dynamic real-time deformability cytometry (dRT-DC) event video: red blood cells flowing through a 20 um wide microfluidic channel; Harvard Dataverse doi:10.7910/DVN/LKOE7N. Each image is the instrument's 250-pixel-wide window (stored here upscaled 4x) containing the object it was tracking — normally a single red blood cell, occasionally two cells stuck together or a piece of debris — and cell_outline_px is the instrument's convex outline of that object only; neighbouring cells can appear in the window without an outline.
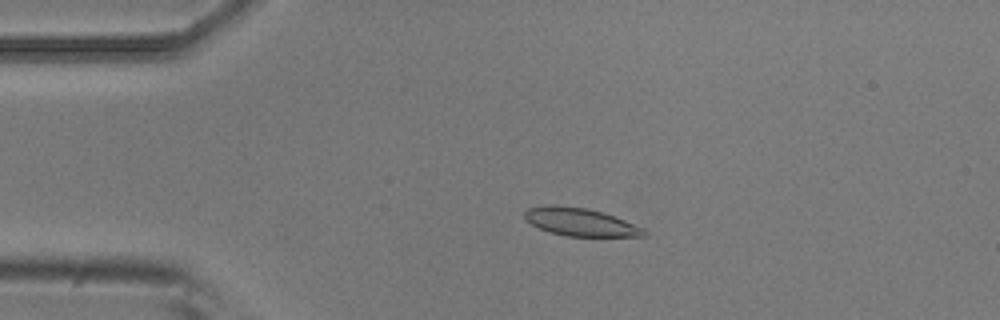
{"species": "common noctule bat (a hibernating species)", "species_latin": "Nyctalus noctula", "temperature_condition": "room temperature", "stored_images_in_passage": 5, "camera_frame_rate_fps": 3000, "um_per_image_px": 0.085, "animal": {"sex": "male", "body_mass_g": 20.5, "forearm_length_mm": 52.5}, "frame": {"image": 1, "passage_image": 4, "time_ms": 1.0, "image_size_px": [1000, 320], "cell_outline_px": [[648, 236], [568, 236], [552, 232], [540, 228], [524, 220], [524, 212], [528, 208], [588, 208], [616, 216], [644, 228], [648, 232]], "centroid_in_image_um": [49.45, 18.92], "position_along_channel_um": 35.5, "area_um2": 18.61}}